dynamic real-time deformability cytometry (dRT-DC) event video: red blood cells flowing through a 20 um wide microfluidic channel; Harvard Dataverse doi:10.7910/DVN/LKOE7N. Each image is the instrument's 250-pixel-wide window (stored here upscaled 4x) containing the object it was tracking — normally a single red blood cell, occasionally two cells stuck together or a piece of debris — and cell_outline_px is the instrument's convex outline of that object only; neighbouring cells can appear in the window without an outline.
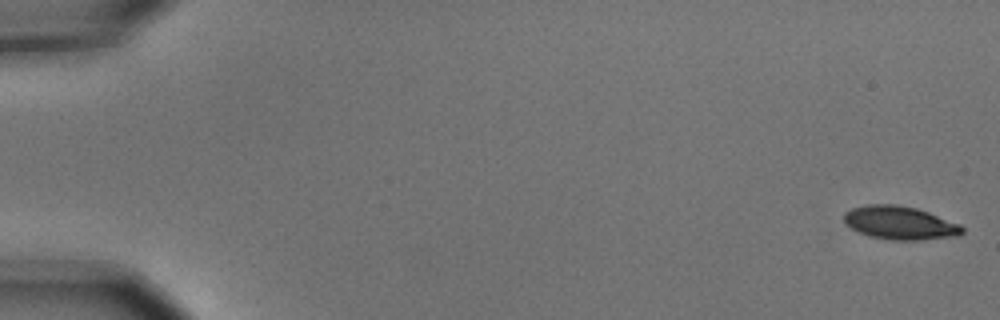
{"species": "common noctule bat (a hibernating species)", "species_latin": "Nyctalus noctula", "temperature_condition": "cold", "stored_images_in_passage": 7, "camera_frame_rate_fps": 3000, "um_per_image_px": 0.085, "animal": {"sex": "male", "body_mass_g": 15.6}, "frame": {"image": 1, "passage_image": 1, "time_ms": 0.0, "image_size_px": [1000, 320], "cell_outline_px": [[964, 232], [960, 236], [920, 240], [892, 240], [868, 236], [844, 224], [844, 212], [852, 208], [868, 204], [896, 204], [916, 208], [928, 212], [960, 224], [964, 228]], "centroid_in_image_um": [76.5, 18.95], "position_along_channel_um": 8.5, "area_um2": 23.12}}
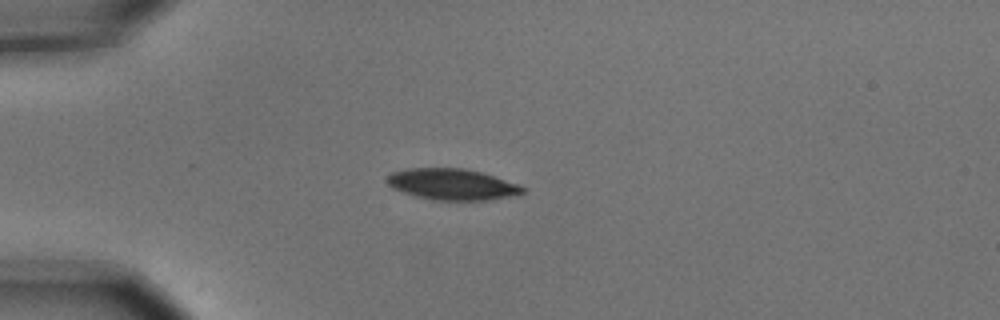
{"frame": {"image": 2, "passage_image": 5, "time_ms": 1.333, "image_size_px": [1000, 320], "cell_outline_px": [[524, 192], [508, 196], [488, 200], [432, 200], [416, 196], [392, 188], [388, 184], [388, 176], [392, 172], [408, 168], [464, 168], [480, 172], [516, 184], [524, 188]], "centroid_in_image_um": [38.37, 15.66], "position_along_channel_um": 46.6, "area_um2": 24.16}}
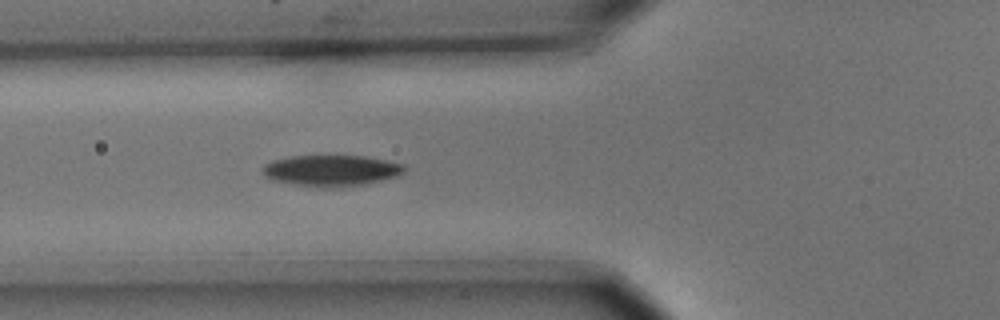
{"frame": {"image": 3, "passage_image": 7, "time_ms": 2.0, "image_size_px": [1000, 320], "cell_outline_px": [[408, 168], [404, 172], [396, 176], [364, 184], [336, 188], [320, 188], [296, 184], [276, 180], [264, 176], [264, 164], [272, 160], [292, 156], [364, 156], [388, 160], [404, 164]], "centroid_in_image_um": [28.21, 14.49], "position_along_channel_um": 97.6, "area_um2": 25.66}}